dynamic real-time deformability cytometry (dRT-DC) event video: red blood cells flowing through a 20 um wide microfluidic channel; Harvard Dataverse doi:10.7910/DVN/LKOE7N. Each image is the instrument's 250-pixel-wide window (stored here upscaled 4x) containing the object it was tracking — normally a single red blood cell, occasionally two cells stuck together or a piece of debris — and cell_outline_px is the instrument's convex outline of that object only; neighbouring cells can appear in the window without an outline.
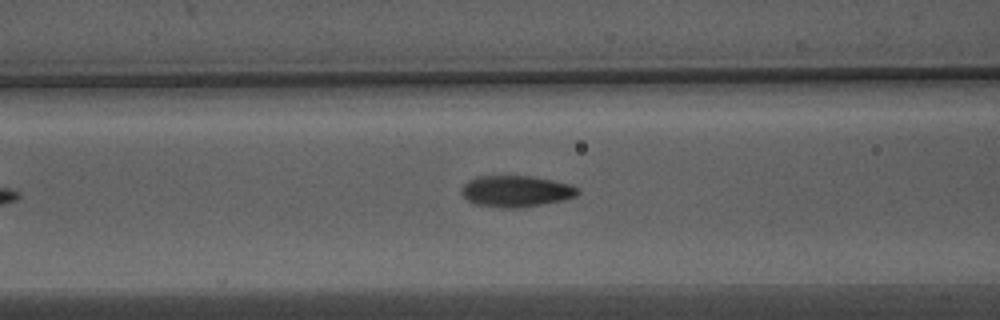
{"species": "Egyptian fruit bat (a non-hibernating species)", "species_latin": "Rousettus aegyptiacus", "temperature_condition": "warm", "stored_images_in_passage": 12, "camera_frame_rate_fps": 3000, "um_per_image_px": 0.085, "animal": {"sex": "male"}, "frame": {"image": 1, "passage_image": 7, "time_ms": 2.0, "image_size_px": [1000, 320], "cell_outline_px": [[580, 192], [576, 196], [564, 200], [520, 208], [500, 208], [476, 204], [468, 200], [460, 192], [460, 188], [468, 180], [476, 176], [532, 176], [552, 180], [568, 184], [576, 188]], "centroid_in_image_um": [43.83, 16.26], "position_along_channel_um": 122.8, "area_um2": 21.27}}
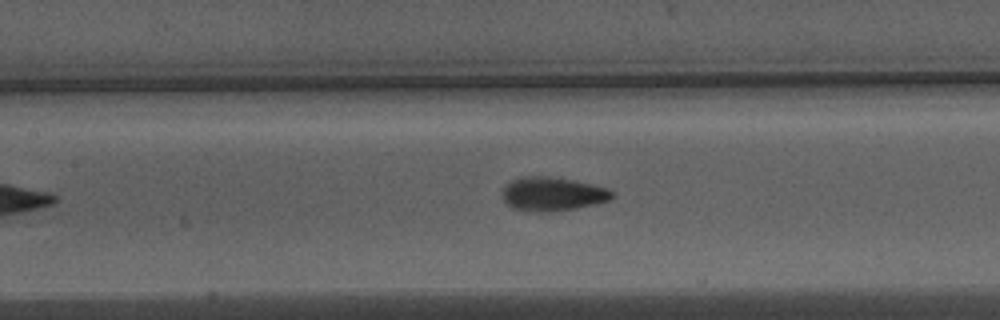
{"frame": {"image": 2, "passage_image": 10, "time_ms": 3.0, "image_size_px": [1000, 320], "cell_outline_px": [[616, 196], [608, 200], [596, 204], [576, 208], [548, 212], [532, 212], [512, 208], [504, 200], [504, 184], [512, 180], [524, 176], [548, 176], [572, 180], [592, 184], [608, 188]], "centroid_in_image_um": [46.97, 16.49], "position_along_channel_um": 160.4, "area_um2": 21.62}}